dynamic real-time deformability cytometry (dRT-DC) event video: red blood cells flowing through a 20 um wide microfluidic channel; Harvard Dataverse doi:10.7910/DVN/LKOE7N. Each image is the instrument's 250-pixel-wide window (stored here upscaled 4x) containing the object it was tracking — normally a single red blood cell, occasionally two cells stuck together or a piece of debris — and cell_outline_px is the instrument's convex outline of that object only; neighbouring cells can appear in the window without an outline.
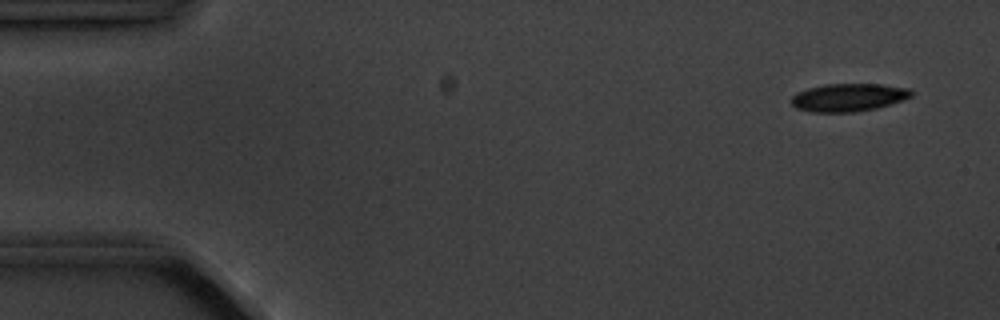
{"species": "common noctule bat (a hibernating species)", "species_latin": "Nyctalus noctula", "temperature_condition": "cold", "stored_images_in_passage": 5, "camera_frame_rate_fps": 3000, "um_per_image_px": 0.085, "animal": {"sex": "male", "body_mass_g": 20.1, "forearm_length_mm": 53.5}, "frame": {"image": 1, "passage_image": 1, "time_ms": 0.0, "image_size_px": [1000, 320], "cell_outline_px": [[912, 96], [876, 108], [852, 112], [812, 112], [796, 108], [792, 104], [792, 96], [796, 92], [808, 88], [828, 84], [880, 84], [908, 88], [912, 92]], "centroid_in_image_um": [72.08, 8.28], "position_along_channel_um": 12.9, "area_um2": 19.25}}
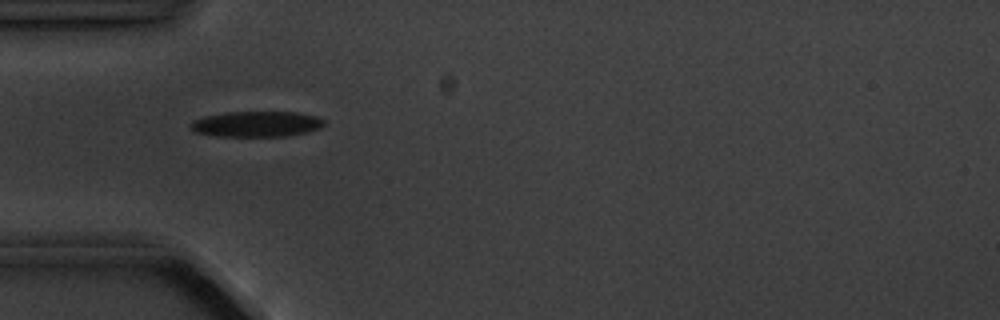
{"frame": {"image": 2, "passage_image": 4, "time_ms": 4.333, "image_size_px": [1000, 320], "cell_outline_px": [[324, 124], [320, 128], [308, 132], [284, 136], [216, 136], [196, 132], [188, 124], [192, 120], [204, 116], [224, 112], [296, 112], [316, 116], [324, 120]], "centroid_in_image_um": [21.78, 10.54], "position_along_channel_um": 63.2, "area_um2": 19.94}}